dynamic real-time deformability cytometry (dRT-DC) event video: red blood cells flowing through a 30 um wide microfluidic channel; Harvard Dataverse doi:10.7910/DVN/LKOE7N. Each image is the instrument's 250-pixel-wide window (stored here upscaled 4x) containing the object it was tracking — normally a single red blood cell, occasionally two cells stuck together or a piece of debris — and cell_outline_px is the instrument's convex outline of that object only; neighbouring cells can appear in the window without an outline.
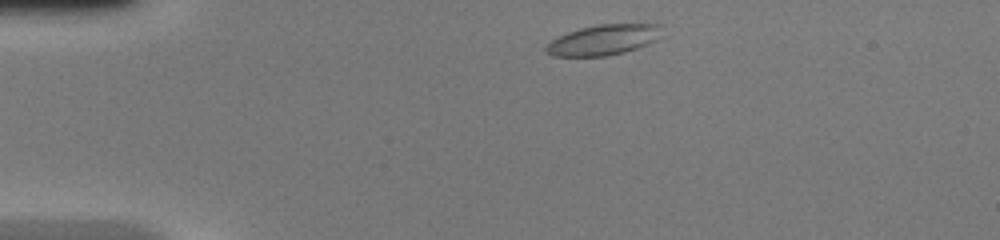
{"species": "common noctule bat (a hibernating species)", "species_latin": "Nyctalus noctula", "temperature_condition": "warm", "stored_images_in_passage": 41, "camera_frame_rate_fps": 3000, "um_per_image_px": 0.085, "animal": {"sex": "female", "body_mass_g": 20.0, "forearm_length_mm": 54.0}, "frame": {"image": 1, "passage_image": 2, "time_ms": 0.333, "image_size_px": [1000, 240], "cell_outline_px": [[664, 36], [648, 44], [624, 52], [608, 56], [552, 56], [544, 52], [544, 48], [552, 40], [568, 32], [580, 28], [600, 24], [660, 24]], "centroid_in_image_um": [51.33, 3.39], "position_along_channel_um": 33.7, "area_um2": 20.63}}
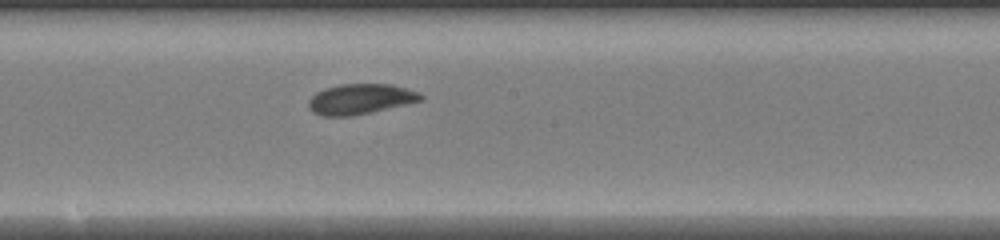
{"frame": {"image": 2, "passage_image": 19, "time_ms": 6.0, "image_size_px": [1000, 240], "cell_outline_px": [[424, 100], [372, 112], [352, 116], [324, 116], [312, 112], [308, 108], [308, 100], [316, 92], [324, 88], [340, 84], [392, 84], [420, 92], [424, 96]], "centroid_in_image_um": [30.64, 8.42], "position_along_channel_um": 217.6, "area_um2": 20.06}}
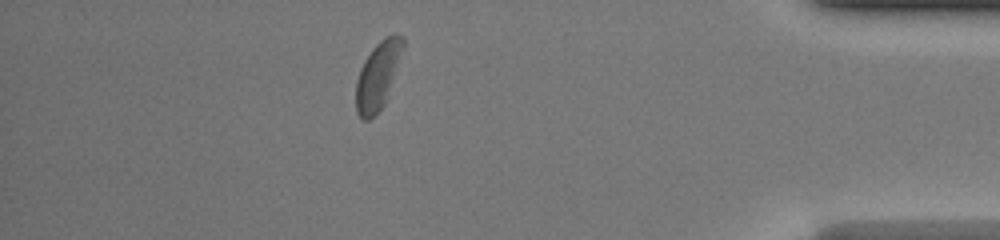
{"frame": {"image": 3, "passage_image": 35, "time_ms": 11.333, "image_size_px": [1000, 240], "cell_outline_px": [[404, 44], [384, 104], [368, 120], [360, 120], [356, 112], [356, 80], [360, 68], [364, 60], [372, 48], [384, 36], [392, 32], [404, 36]], "centroid_in_image_um": [32.09, 6.38], "position_along_channel_um": 403.1, "area_um2": 18.26}, "authors_computed_cell_mechanics": {"area_um2": 19.5942, "velocity_mm_per_s": 4.207, "shape_relaxation_time_tau1_ms": 4.7564, "shape_relaxation_time_tau2_ms": 3.1394, "deformation_change_tau1": 0.153, "deformation_change_tau2": 0.089}}